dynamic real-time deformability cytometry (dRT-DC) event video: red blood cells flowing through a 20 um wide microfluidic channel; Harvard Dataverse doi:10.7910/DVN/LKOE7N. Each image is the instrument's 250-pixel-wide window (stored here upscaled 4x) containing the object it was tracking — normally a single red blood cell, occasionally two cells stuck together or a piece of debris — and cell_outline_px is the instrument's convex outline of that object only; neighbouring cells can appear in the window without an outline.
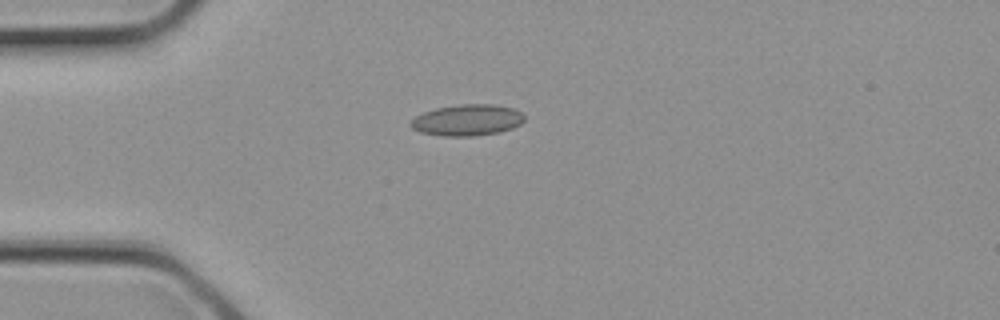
{"species": "common noctule bat (a hibernating species)", "species_latin": "Nyctalus noctula", "temperature_condition": "cold", "stored_images_in_passage": 3, "camera_frame_rate_fps": 3000, "um_per_image_px": 0.085, "animal": {"sex": "female", "body_mass_g": 21.9}, "frame": {"image": 1, "passage_image": 3, "time_ms": 0.667, "image_size_px": [1000, 320], "cell_outline_px": [[524, 120], [520, 124], [512, 128], [500, 132], [472, 136], [440, 136], [420, 132], [412, 128], [408, 124], [416, 116], [424, 112], [436, 108], [460, 104], [496, 104], [512, 108], [520, 112], [524, 116]], "centroid_in_image_um": [39.7, 10.21], "position_along_channel_um": 45.3, "area_um2": 20.75}}